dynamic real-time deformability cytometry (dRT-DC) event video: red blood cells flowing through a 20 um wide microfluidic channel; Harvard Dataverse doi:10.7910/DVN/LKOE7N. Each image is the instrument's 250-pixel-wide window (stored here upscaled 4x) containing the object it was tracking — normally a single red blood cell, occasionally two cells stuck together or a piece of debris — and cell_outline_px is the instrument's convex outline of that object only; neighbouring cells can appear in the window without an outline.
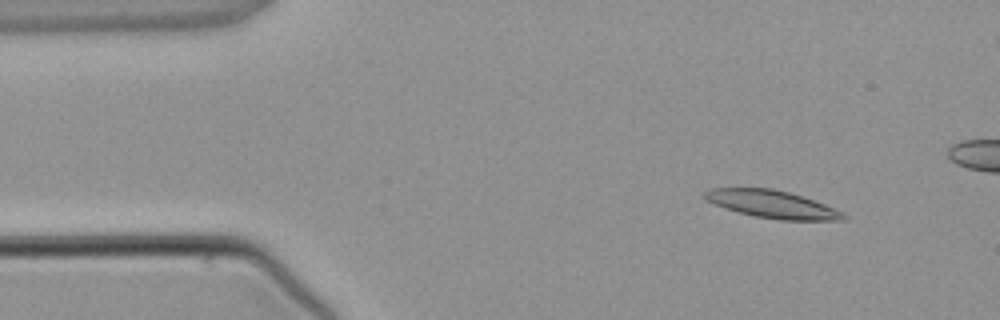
{"species": "common noctule bat (a hibernating species)", "species_latin": "Nyctalus noctula", "temperature_condition": "warm", "stored_images_in_passage": 4, "camera_frame_rate_fps": 3000, "um_per_image_px": 0.085, "animal": {"sex": "male", "body_mass_g": 21.5, "forearm_length_mm": 52.0}, "frame": {"image": 1, "passage_image": 1, "time_ms": 0.0, "image_size_px": [1000, 320], "cell_outline_px": [[848, 216], [844, 220], [780, 220], [752, 216], [736, 212], [724, 208], [704, 200], [704, 192], [708, 188], [772, 188], [788, 192], [824, 204], [844, 212]], "centroid_in_image_um": [65.59, 17.37], "position_along_channel_um": 19.4, "area_um2": 22.43}}